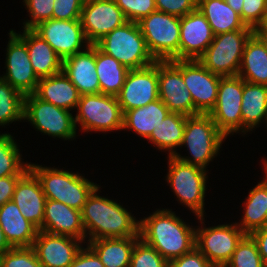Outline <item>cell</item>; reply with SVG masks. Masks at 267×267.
<instances>
[{"label": "cell", "mask_w": 267, "mask_h": 267, "mask_svg": "<svg viewBox=\"0 0 267 267\" xmlns=\"http://www.w3.org/2000/svg\"><path fill=\"white\" fill-rule=\"evenodd\" d=\"M172 209H158L140 219L139 235L168 262L195 248L196 227L186 224Z\"/></svg>", "instance_id": "obj_1"}, {"label": "cell", "mask_w": 267, "mask_h": 267, "mask_svg": "<svg viewBox=\"0 0 267 267\" xmlns=\"http://www.w3.org/2000/svg\"><path fill=\"white\" fill-rule=\"evenodd\" d=\"M99 188L92 191L81 210L87 241L140 237V221L115 200L100 196Z\"/></svg>", "instance_id": "obj_2"}, {"label": "cell", "mask_w": 267, "mask_h": 267, "mask_svg": "<svg viewBox=\"0 0 267 267\" xmlns=\"http://www.w3.org/2000/svg\"><path fill=\"white\" fill-rule=\"evenodd\" d=\"M29 169L39 179L46 199L66 204L81 211L88 196L98 187L79 172L29 163Z\"/></svg>", "instance_id": "obj_3"}, {"label": "cell", "mask_w": 267, "mask_h": 267, "mask_svg": "<svg viewBox=\"0 0 267 267\" xmlns=\"http://www.w3.org/2000/svg\"><path fill=\"white\" fill-rule=\"evenodd\" d=\"M226 138L209 114L187 116L181 147L188 148L190 157L181 156L178 152L173 156L206 170L210 161L219 154Z\"/></svg>", "instance_id": "obj_4"}, {"label": "cell", "mask_w": 267, "mask_h": 267, "mask_svg": "<svg viewBox=\"0 0 267 267\" xmlns=\"http://www.w3.org/2000/svg\"><path fill=\"white\" fill-rule=\"evenodd\" d=\"M129 70L141 69L156 62L149 52L144 36L136 22L127 21L95 44Z\"/></svg>", "instance_id": "obj_5"}, {"label": "cell", "mask_w": 267, "mask_h": 267, "mask_svg": "<svg viewBox=\"0 0 267 267\" xmlns=\"http://www.w3.org/2000/svg\"><path fill=\"white\" fill-rule=\"evenodd\" d=\"M166 181L170 184L177 201L188 207L204 224L205 191L208 175L205 169L185 163L175 156H168ZM204 221V222H203Z\"/></svg>", "instance_id": "obj_6"}, {"label": "cell", "mask_w": 267, "mask_h": 267, "mask_svg": "<svg viewBox=\"0 0 267 267\" xmlns=\"http://www.w3.org/2000/svg\"><path fill=\"white\" fill-rule=\"evenodd\" d=\"M137 24L156 61L179 60L180 17L155 11Z\"/></svg>", "instance_id": "obj_7"}, {"label": "cell", "mask_w": 267, "mask_h": 267, "mask_svg": "<svg viewBox=\"0 0 267 267\" xmlns=\"http://www.w3.org/2000/svg\"><path fill=\"white\" fill-rule=\"evenodd\" d=\"M74 116L75 126L84 132H112L122 130L123 113L117 96L98 94L80 95Z\"/></svg>", "instance_id": "obj_8"}, {"label": "cell", "mask_w": 267, "mask_h": 267, "mask_svg": "<svg viewBox=\"0 0 267 267\" xmlns=\"http://www.w3.org/2000/svg\"><path fill=\"white\" fill-rule=\"evenodd\" d=\"M253 33L254 30H235L215 35L198 61L218 76H238L245 44Z\"/></svg>", "instance_id": "obj_9"}, {"label": "cell", "mask_w": 267, "mask_h": 267, "mask_svg": "<svg viewBox=\"0 0 267 267\" xmlns=\"http://www.w3.org/2000/svg\"><path fill=\"white\" fill-rule=\"evenodd\" d=\"M73 116L69 110L45 102L34 93L24 97L23 121L30 122L43 135L74 140L77 129Z\"/></svg>", "instance_id": "obj_10"}, {"label": "cell", "mask_w": 267, "mask_h": 267, "mask_svg": "<svg viewBox=\"0 0 267 267\" xmlns=\"http://www.w3.org/2000/svg\"><path fill=\"white\" fill-rule=\"evenodd\" d=\"M196 228L195 247L214 267H225L246 235L235 223Z\"/></svg>", "instance_id": "obj_11"}, {"label": "cell", "mask_w": 267, "mask_h": 267, "mask_svg": "<svg viewBox=\"0 0 267 267\" xmlns=\"http://www.w3.org/2000/svg\"><path fill=\"white\" fill-rule=\"evenodd\" d=\"M243 85L244 80L239 76L220 78L217 102L209 115L226 137L242 132Z\"/></svg>", "instance_id": "obj_12"}, {"label": "cell", "mask_w": 267, "mask_h": 267, "mask_svg": "<svg viewBox=\"0 0 267 267\" xmlns=\"http://www.w3.org/2000/svg\"><path fill=\"white\" fill-rule=\"evenodd\" d=\"M158 91L159 99L170 112L186 116L200 114L184 83L181 60L158 61Z\"/></svg>", "instance_id": "obj_13"}, {"label": "cell", "mask_w": 267, "mask_h": 267, "mask_svg": "<svg viewBox=\"0 0 267 267\" xmlns=\"http://www.w3.org/2000/svg\"><path fill=\"white\" fill-rule=\"evenodd\" d=\"M44 39L52 49L65 59L87 49L88 42L80 20L49 19L32 29Z\"/></svg>", "instance_id": "obj_14"}, {"label": "cell", "mask_w": 267, "mask_h": 267, "mask_svg": "<svg viewBox=\"0 0 267 267\" xmlns=\"http://www.w3.org/2000/svg\"><path fill=\"white\" fill-rule=\"evenodd\" d=\"M6 48V73L0 76L24 96L35 93L39 78L34 73L26 43L14 30L8 33Z\"/></svg>", "instance_id": "obj_15"}, {"label": "cell", "mask_w": 267, "mask_h": 267, "mask_svg": "<svg viewBox=\"0 0 267 267\" xmlns=\"http://www.w3.org/2000/svg\"><path fill=\"white\" fill-rule=\"evenodd\" d=\"M80 22L88 42L95 45L127 20L115 0H85Z\"/></svg>", "instance_id": "obj_16"}, {"label": "cell", "mask_w": 267, "mask_h": 267, "mask_svg": "<svg viewBox=\"0 0 267 267\" xmlns=\"http://www.w3.org/2000/svg\"><path fill=\"white\" fill-rule=\"evenodd\" d=\"M117 99L122 113L159 99L158 61L145 68L129 70Z\"/></svg>", "instance_id": "obj_17"}, {"label": "cell", "mask_w": 267, "mask_h": 267, "mask_svg": "<svg viewBox=\"0 0 267 267\" xmlns=\"http://www.w3.org/2000/svg\"><path fill=\"white\" fill-rule=\"evenodd\" d=\"M181 74L200 114H209L217 102L221 76L210 72L198 60H181Z\"/></svg>", "instance_id": "obj_18"}, {"label": "cell", "mask_w": 267, "mask_h": 267, "mask_svg": "<svg viewBox=\"0 0 267 267\" xmlns=\"http://www.w3.org/2000/svg\"><path fill=\"white\" fill-rule=\"evenodd\" d=\"M86 243L73 237L39 230L32 248L44 267H68Z\"/></svg>", "instance_id": "obj_19"}, {"label": "cell", "mask_w": 267, "mask_h": 267, "mask_svg": "<svg viewBox=\"0 0 267 267\" xmlns=\"http://www.w3.org/2000/svg\"><path fill=\"white\" fill-rule=\"evenodd\" d=\"M214 36L210 24L198 9L181 17L179 60H198Z\"/></svg>", "instance_id": "obj_20"}, {"label": "cell", "mask_w": 267, "mask_h": 267, "mask_svg": "<svg viewBox=\"0 0 267 267\" xmlns=\"http://www.w3.org/2000/svg\"><path fill=\"white\" fill-rule=\"evenodd\" d=\"M39 230L73 237L83 242L86 240L81 211L51 199H46L43 224Z\"/></svg>", "instance_id": "obj_21"}, {"label": "cell", "mask_w": 267, "mask_h": 267, "mask_svg": "<svg viewBox=\"0 0 267 267\" xmlns=\"http://www.w3.org/2000/svg\"><path fill=\"white\" fill-rule=\"evenodd\" d=\"M12 200L28 221L38 229L42 227L46 196L39 179L30 169L18 180Z\"/></svg>", "instance_id": "obj_22"}, {"label": "cell", "mask_w": 267, "mask_h": 267, "mask_svg": "<svg viewBox=\"0 0 267 267\" xmlns=\"http://www.w3.org/2000/svg\"><path fill=\"white\" fill-rule=\"evenodd\" d=\"M62 71L76 86L80 95L100 93L95 65V45L63 59Z\"/></svg>", "instance_id": "obj_23"}, {"label": "cell", "mask_w": 267, "mask_h": 267, "mask_svg": "<svg viewBox=\"0 0 267 267\" xmlns=\"http://www.w3.org/2000/svg\"><path fill=\"white\" fill-rule=\"evenodd\" d=\"M16 34L26 43L33 71L38 78L62 72L63 59L32 29L23 28L22 34Z\"/></svg>", "instance_id": "obj_24"}, {"label": "cell", "mask_w": 267, "mask_h": 267, "mask_svg": "<svg viewBox=\"0 0 267 267\" xmlns=\"http://www.w3.org/2000/svg\"><path fill=\"white\" fill-rule=\"evenodd\" d=\"M0 226L13 248L32 247L39 231L21 214L13 200L0 207Z\"/></svg>", "instance_id": "obj_25"}, {"label": "cell", "mask_w": 267, "mask_h": 267, "mask_svg": "<svg viewBox=\"0 0 267 267\" xmlns=\"http://www.w3.org/2000/svg\"><path fill=\"white\" fill-rule=\"evenodd\" d=\"M34 94L45 102L69 111L77 108L80 99L76 86L63 71L49 77L39 78Z\"/></svg>", "instance_id": "obj_26"}, {"label": "cell", "mask_w": 267, "mask_h": 267, "mask_svg": "<svg viewBox=\"0 0 267 267\" xmlns=\"http://www.w3.org/2000/svg\"><path fill=\"white\" fill-rule=\"evenodd\" d=\"M241 103L243 134L253 131L264 121L267 124V85L244 80Z\"/></svg>", "instance_id": "obj_27"}, {"label": "cell", "mask_w": 267, "mask_h": 267, "mask_svg": "<svg viewBox=\"0 0 267 267\" xmlns=\"http://www.w3.org/2000/svg\"><path fill=\"white\" fill-rule=\"evenodd\" d=\"M238 76L246 82L267 85V49L255 33L245 44Z\"/></svg>", "instance_id": "obj_28"}, {"label": "cell", "mask_w": 267, "mask_h": 267, "mask_svg": "<svg viewBox=\"0 0 267 267\" xmlns=\"http://www.w3.org/2000/svg\"><path fill=\"white\" fill-rule=\"evenodd\" d=\"M197 9L205 16L214 35L235 30H253L225 0H197Z\"/></svg>", "instance_id": "obj_29"}, {"label": "cell", "mask_w": 267, "mask_h": 267, "mask_svg": "<svg viewBox=\"0 0 267 267\" xmlns=\"http://www.w3.org/2000/svg\"><path fill=\"white\" fill-rule=\"evenodd\" d=\"M170 113L167 106L157 99L147 105L128 110L123 113V128L131 129L139 136L147 139L154 128L163 121V119Z\"/></svg>", "instance_id": "obj_30"}, {"label": "cell", "mask_w": 267, "mask_h": 267, "mask_svg": "<svg viewBox=\"0 0 267 267\" xmlns=\"http://www.w3.org/2000/svg\"><path fill=\"white\" fill-rule=\"evenodd\" d=\"M140 237L101 238L87 241L105 267H129L132 250ZM88 243V244H87Z\"/></svg>", "instance_id": "obj_31"}, {"label": "cell", "mask_w": 267, "mask_h": 267, "mask_svg": "<svg viewBox=\"0 0 267 267\" xmlns=\"http://www.w3.org/2000/svg\"><path fill=\"white\" fill-rule=\"evenodd\" d=\"M95 65L100 93L117 96L123 87L129 69L112 56L105 54L96 45Z\"/></svg>", "instance_id": "obj_32"}, {"label": "cell", "mask_w": 267, "mask_h": 267, "mask_svg": "<svg viewBox=\"0 0 267 267\" xmlns=\"http://www.w3.org/2000/svg\"><path fill=\"white\" fill-rule=\"evenodd\" d=\"M241 221L236 224L245 234L267 226V185L263 180L250 190Z\"/></svg>", "instance_id": "obj_33"}, {"label": "cell", "mask_w": 267, "mask_h": 267, "mask_svg": "<svg viewBox=\"0 0 267 267\" xmlns=\"http://www.w3.org/2000/svg\"><path fill=\"white\" fill-rule=\"evenodd\" d=\"M186 115L170 112L157 128H154L147 138L158 150L168 151V156L177 153L176 148L181 147Z\"/></svg>", "instance_id": "obj_34"}, {"label": "cell", "mask_w": 267, "mask_h": 267, "mask_svg": "<svg viewBox=\"0 0 267 267\" xmlns=\"http://www.w3.org/2000/svg\"><path fill=\"white\" fill-rule=\"evenodd\" d=\"M14 138L9 133L0 134V177L24 175L29 170V163L22 161Z\"/></svg>", "instance_id": "obj_35"}, {"label": "cell", "mask_w": 267, "mask_h": 267, "mask_svg": "<svg viewBox=\"0 0 267 267\" xmlns=\"http://www.w3.org/2000/svg\"><path fill=\"white\" fill-rule=\"evenodd\" d=\"M24 97L0 77V126L23 120Z\"/></svg>", "instance_id": "obj_36"}, {"label": "cell", "mask_w": 267, "mask_h": 267, "mask_svg": "<svg viewBox=\"0 0 267 267\" xmlns=\"http://www.w3.org/2000/svg\"><path fill=\"white\" fill-rule=\"evenodd\" d=\"M225 267H265L257 245L249 234L238 243Z\"/></svg>", "instance_id": "obj_37"}, {"label": "cell", "mask_w": 267, "mask_h": 267, "mask_svg": "<svg viewBox=\"0 0 267 267\" xmlns=\"http://www.w3.org/2000/svg\"><path fill=\"white\" fill-rule=\"evenodd\" d=\"M129 267H169V262L156 249L139 239L132 250Z\"/></svg>", "instance_id": "obj_38"}, {"label": "cell", "mask_w": 267, "mask_h": 267, "mask_svg": "<svg viewBox=\"0 0 267 267\" xmlns=\"http://www.w3.org/2000/svg\"><path fill=\"white\" fill-rule=\"evenodd\" d=\"M0 267H44L32 247L11 248L0 255Z\"/></svg>", "instance_id": "obj_39"}, {"label": "cell", "mask_w": 267, "mask_h": 267, "mask_svg": "<svg viewBox=\"0 0 267 267\" xmlns=\"http://www.w3.org/2000/svg\"><path fill=\"white\" fill-rule=\"evenodd\" d=\"M30 20L23 22L24 29H33L41 22L52 19L54 0H23Z\"/></svg>", "instance_id": "obj_40"}, {"label": "cell", "mask_w": 267, "mask_h": 267, "mask_svg": "<svg viewBox=\"0 0 267 267\" xmlns=\"http://www.w3.org/2000/svg\"><path fill=\"white\" fill-rule=\"evenodd\" d=\"M127 21L139 22L150 13L157 11L155 0H115Z\"/></svg>", "instance_id": "obj_41"}, {"label": "cell", "mask_w": 267, "mask_h": 267, "mask_svg": "<svg viewBox=\"0 0 267 267\" xmlns=\"http://www.w3.org/2000/svg\"><path fill=\"white\" fill-rule=\"evenodd\" d=\"M267 12V0H243L241 20L253 30L259 27Z\"/></svg>", "instance_id": "obj_42"}, {"label": "cell", "mask_w": 267, "mask_h": 267, "mask_svg": "<svg viewBox=\"0 0 267 267\" xmlns=\"http://www.w3.org/2000/svg\"><path fill=\"white\" fill-rule=\"evenodd\" d=\"M85 0H54L52 19L80 20Z\"/></svg>", "instance_id": "obj_43"}, {"label": "cell", "mask_w": 267, "mask_h": 267, "mask_svg": "<svg viewBox=\"0 0 267 267\" xmlns=\"http://www.w3.org/2000/svg\"><path fill=\"white\" fill-rule=\"evenodd\" d=\"M155 4L157 11L180 18L197 9V0H155Z\"/></svg>", "instance_id": "obj_44"}, {"label": "cell", "mask_w": 267, "mask_h": 267, "mask_svg": "<svg viewBox=\"0 0 267 267\" xmlns=\"http://www.w3.org/2000/svg\"><path fill=\"white\" fill-rule=\"evenodd\" d=\"M169 267H214L207 258L195 247L181 257L169 262Z\"/></svg>", "instance_id": "obj_45"}, {"label": "cell", "mask_w": 267, "mask_h": 267, "mask_svg": "<svg viewBox=\"0 0 267 267\" xmlns=\"http://www.w3.org/2000/svg\"><path fill=\"white\" fill-rule=\"evenodd\" d=\"M86 247L81 248L68 267H105L97 254L88 245Z\"/></svg>", "instance_id": "obj_46"}, {"label": "cell", "mask_w": 267, "mask_h": 267, "mask_svg": "<svg viewBox=\"0 0 267 267\" xmlns=\"http://www.w3.org/2000/svg\"><path fill=\"white\" fill-rule=\"evenodd\" d=\"M23 175H10L0 177V207L7 201L12 200L15 186Z\"/></svg>", "instance_id": "obj_47"}, {"label": "cell", "mask_w": 267, "mask_h": 267, "mask_svg": "<svg viewBox=\"0 0 267 267\" xmlns=\"http://www.w3.org/2000/svg\"><path fill=\"white\" fill-rule=\"evenodd\" d=\"M255 241L265 267H267V226L257 229L249 234Z\"/></svg>", "instance_id": "obj_48"}, {"label": "cell", "mask_w": 267, "mask_h": 267, "mask_svg": "<svg viewBox=\"0 0 267 267\" xmlns=\"http://www.w3.org/2000/svg\"><path fill=\"white\" fill-rule=\"evenodd\" d=\"M11 248H13L8 240L6 239V236L0 226V255L5 253L6 251H9Z\"/></svg>", "instance_id": "obj_49"}, {"label": "cell", "mask_w": 267, "mask_h": 267, "mask_svg": "<svg viewBox=\"0 0 267 267\" xmlns=\"http://www.w3.org/2000/svg\"><path fill=\"white\" fill-rule=\"evenodd\" d=\"M225 1L234 11H236L240 15L241 18L243 0H225Z\"/></svg>", "instance_id": "obj_50"}, {"label": "cell", "mask_w": 267, "mask_h": 267, "mask_svg": "<svg viewBox=\"0 0 267 267\" xmlns=\"http://www.w3.org/2000/svg\"><path fill=\"white\" fill-rule=\"evenodd\" d=\"M254 33L260 38V40L265 44L267 49V30H254Z\"/></svg>", "instance_id": "obj_51"}, {"label": "cell", "mask_w": 267, "mask_h": 267, "mask_svg": "<svg viewBox=\"0 0 267 267\" xmlns=\"http://www.w3.org/2000/svg\"><path fill=\"white\" fill-rule=\"evenodd\" d=\"M255 30H267V12L265 14L262 24L259 27H257Z\"/></svg>", "instance_id": "obj_52"}, {"label": "cell", "mask_w": 267, "mask_h": 267, "mask_svg": "<svg viewBox=\"0 0 267 267\" xmlns=\"http://www.w3.org/2000/svg\"><path fill=\"white\" fill-rule=\"evenodd\" d=\"M263 165H264L263 168L265 169L264 170L265 171V176L263 178V181L267 185V159L266 158H264V160H263Z\"/></svg>", "instance_id": "obj_53"}]
</instances>
